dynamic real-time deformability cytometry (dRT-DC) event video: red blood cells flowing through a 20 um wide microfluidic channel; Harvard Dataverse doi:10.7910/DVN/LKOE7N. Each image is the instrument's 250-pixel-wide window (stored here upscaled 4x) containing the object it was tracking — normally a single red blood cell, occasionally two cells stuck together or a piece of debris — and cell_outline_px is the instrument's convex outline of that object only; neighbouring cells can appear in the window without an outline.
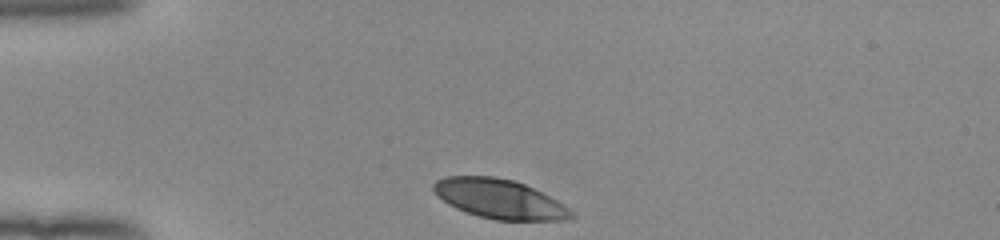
{"species": "human", "species_latin": "Homo sapiens", "temperature_condition": "room temperature", "stored_images_in_passage": 31, "camera_frame_rate_fps": 3000, "um_per_image_px": 0.085, "donor": {"sex": "female"}, "frame": {"image": 1, "passage_image": 1, "time_ms": 0.0, "image_size_px": [1000, 240], "cell_outline_px": [[576, 216], [560, 220], [496, 220], [480, 216], [456, 208], [448, 204], [436, 196], [432, 188], [432, 184], [436, 180], [444, 176], [492, 176], [516, 180], [556, 200], [568, 208]], "centroid_in_image_um": [42.39, 16.89], "position_along_channel_um": 42.6, "area_um2": 31.39}}
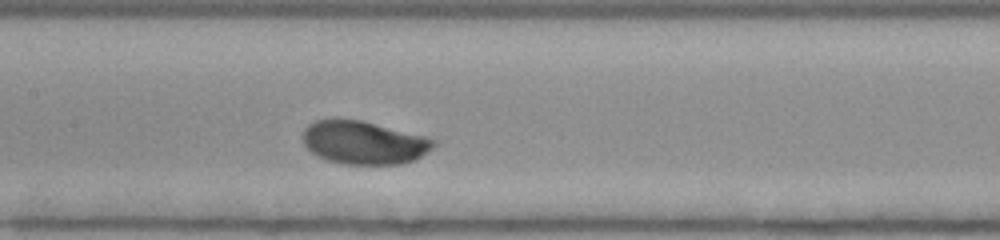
{"frame": {"image": 2, "passage_image": 14, "time_ms": 4.333, "image_size_px": [1000, 240], "cell_outline_px": [[436, 144], [432, 148], [420, 156], [412, 160], [400, 164], [340, 164], [316, 156], [304, 144], [304, 128], [308, 124], [316, 120], [360, 120], [424, 136], [436, 140]], "centroid_in_image_um": [30.91, 12.13], "position_along_channel_um": 176.5, "area_um2": 32.43}}
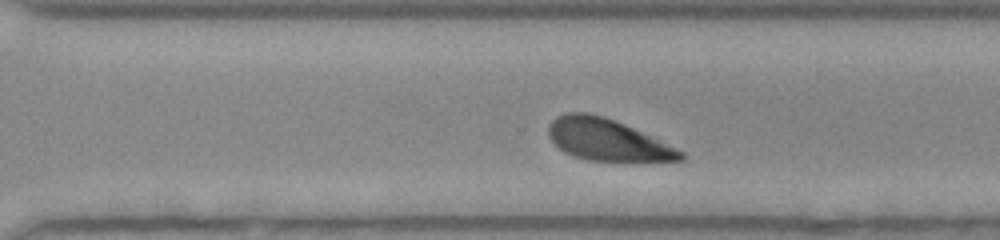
{"frame": {"image": 3, "passage_image": 25, "time_ms": 8.0, "image_size_px": [1000, 240], "cell_outline_px": [[684, 160], [588, 160], [572, 156], [564, 152], [548, 136], [548, 124], [556, 116], [568, 112], [588, 112], [604, 116], [624, 124], [684, 152]], "centroid_in_image_um": [51.53, 11.86], "position_along_channel_um": 319.1, "area_um2": 31.44}, "authors_computed_cell_mechanics": {"area_um2": 33.0038, "velocity_mm_per_s": 3.8961, "shape_relaxation_time_tau1_ms": 1.9913, "shape_relaxation_time_tau2_ms": null, "deformation_change_tau1": 0.1367, "deformation_change_tau2": null}}